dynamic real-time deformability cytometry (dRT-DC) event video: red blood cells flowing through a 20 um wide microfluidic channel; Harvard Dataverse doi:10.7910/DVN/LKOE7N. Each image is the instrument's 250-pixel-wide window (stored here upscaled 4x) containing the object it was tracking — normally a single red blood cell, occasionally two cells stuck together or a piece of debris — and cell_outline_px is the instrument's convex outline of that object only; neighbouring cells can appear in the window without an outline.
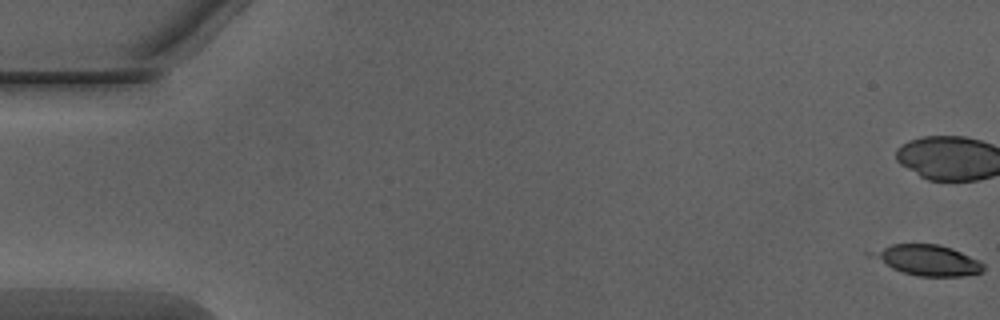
{"species": "Egyptian fruit bat (a non-hibernating species)", "species_latin": "Rousettus aegyptiacus", "temperature_condition": "warm", "stored_images_in_passage": 41, "camera_frame_rate_fps": 3000, "um_per_image_px": 0.085, "animal": {"sex": "male"}, "frame": {"image": 1, "passage_image": 1, "time_ms": 0.0, "image_size_px": [1000, 320], "cell_outline_px": [[984, 268], [980, 272], [964, 276], [916, 276], [892, 268], [864, 256], [864, 252], [892, 244], [940, 244], [952, 248], [980, 260], [984, 264]], "centroid_in_image_um": [78.74, 22.1], "position_along_channel_um": 6.3, "area_um2": 20.29}}